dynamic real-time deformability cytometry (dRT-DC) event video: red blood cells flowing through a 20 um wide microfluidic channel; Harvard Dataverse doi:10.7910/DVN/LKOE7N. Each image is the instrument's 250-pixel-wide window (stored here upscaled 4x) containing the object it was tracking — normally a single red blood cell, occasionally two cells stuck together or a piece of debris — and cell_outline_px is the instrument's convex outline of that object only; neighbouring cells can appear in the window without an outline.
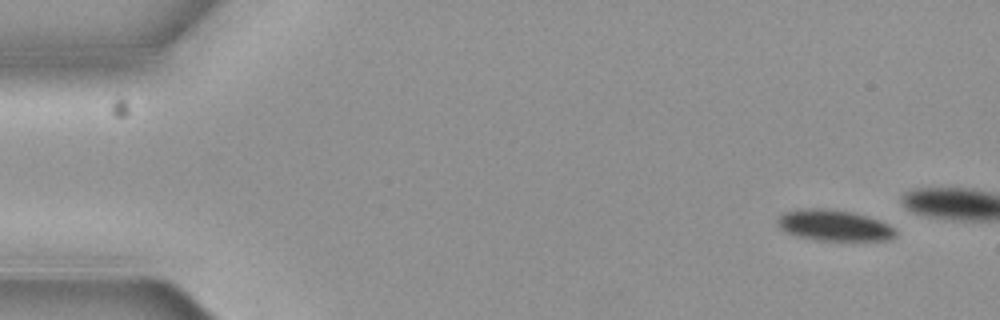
{"species": "common noctule bat (a hibernating species)", "species_latin": "Nyctalus noctula", "temperature_condition": "cold", "stored_images_in_passage": 4, "camera_frame_rate_fps": 3000, "um_per_image_px": 0.085, "animal": {"sex": "female", "body_mass_g": 19.3, "forearm_length_mm": 54.1}, "frame": {"image": 1, "passage_image": 1, "time_ms": 0.0, "image_size_px": [1000, 320], "cell_outline_px": [[896, 236], [888, 240], [816, 240], [800, 236], [788, 232], [780, 228], [776, 224], [776, 220], [784, 212], [800, 208], [828, 208], [852, 212], [880, 220], [888, 224], [896, 232]], "centroid_in_image_um": [70.88, 19.14], "position_along_channel_um": 14.1, "area_um2": 21.27}}